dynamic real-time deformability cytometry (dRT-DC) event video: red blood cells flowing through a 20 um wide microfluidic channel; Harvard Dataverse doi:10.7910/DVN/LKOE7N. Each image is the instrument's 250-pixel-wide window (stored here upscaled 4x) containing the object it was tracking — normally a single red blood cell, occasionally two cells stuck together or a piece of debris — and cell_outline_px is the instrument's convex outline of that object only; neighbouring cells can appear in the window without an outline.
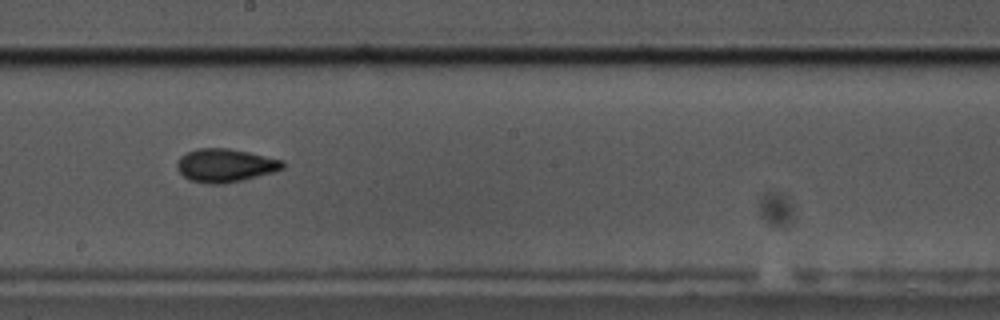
{"species": "common noctule bat (a hibernating species)", "species_latin": "Nyctalus noctula", "temperature_condition": "cold", "stored_images_in_passage": 58, "camera_frame_rate_fps": 3000, "um_per_image_px": 0.085, "animal": {"sex": "male", "body_mass_g": 17.5, "forearm_length_mm": 52.3}, "frame": {"image": 1, "passage_image": 32, "time_ms": 10.333, "image_size_px": [1000, 320], "cell_outline_px": [[284, 168], [276, 172], [224, 184], [212, 184], [188, 180], [176, 168], [176, 164], [180, 156], [196, 148], [228, 148], [248, 152], [284, 160]], "centroid_in_image_um": [19.15, 14.06], "position_along_channel_um": 229.0, "area_um2": 20.63}}
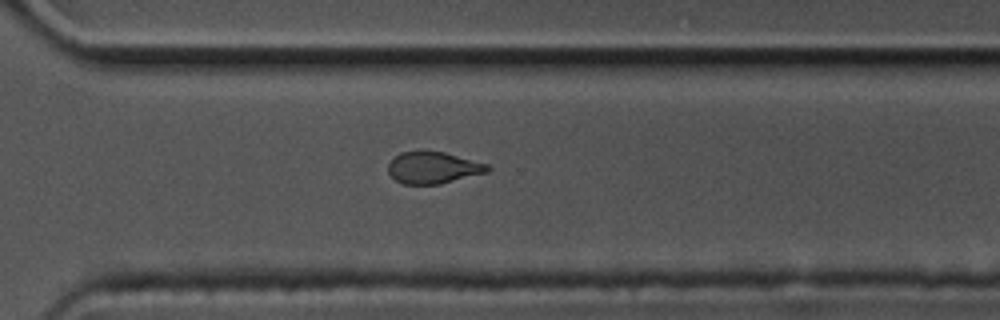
{"frame": {"image": 2, "passage_image": 41, "time_ms": 13.333, "image_size_px": [1000, 320], "cell_outline_px": [[492, 168], [488, 172], [440, 184], [404, 184], [396, 180], [388, 172], [388, 164], [400, 152], [420, 148], [444, 152], [488, 164]], "centroid_in_image_um": [36.81, 14.22], "position_along_channel_um": 333.8, "area_um2": 18.79}}
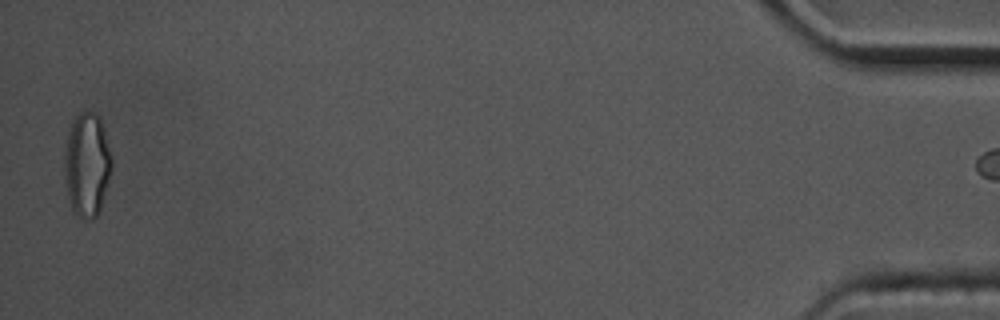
{"frame": {"image": 3, "passage_image": 57, "time_ms": 18.667, "image_size_px": [1000, 320], "cell_outline_px": [[112, 168], [100, 212], [92, 220], [84, 220], [72, 212], [64, 172], [64, 152], [68, 136], [72, 124], [76, 116], [80, 112], [92, 112], [100, 120], [112, 156]], "centroid_in_image_um": [7.4, 14.07], "position_along_channel_um": 427.8, "area_um2": 28.44}}